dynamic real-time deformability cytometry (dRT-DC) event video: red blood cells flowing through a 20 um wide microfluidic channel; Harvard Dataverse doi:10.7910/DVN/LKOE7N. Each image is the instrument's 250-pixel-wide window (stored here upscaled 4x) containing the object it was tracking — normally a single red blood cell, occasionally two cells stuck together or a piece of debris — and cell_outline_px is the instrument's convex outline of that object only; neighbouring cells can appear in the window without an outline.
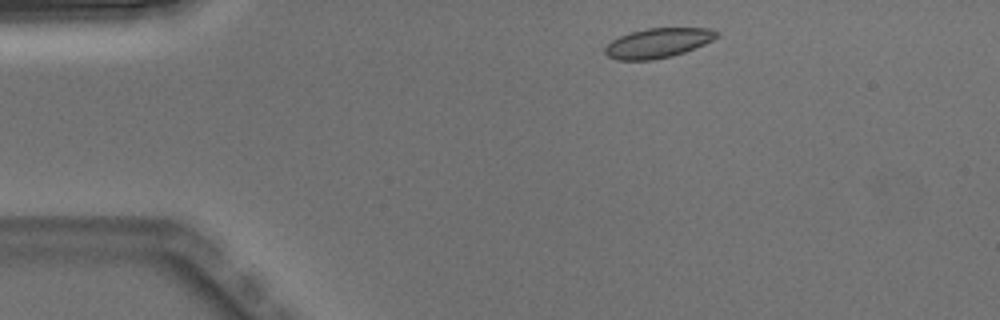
{"species": "Egyptian fruit bat (a non-hibernating species)", "species_latin": "Rousettus aegyptiacus", "temperature_condition": "warm", "stored_images_in_passage": 4, "camera_frame_rate_fps": 3000, "um_per_image_px": 0.085, "animal": {"sex": "male"}, "frame": {"image": 1, "passage_image": 1, "time_ms": 0.0, "image_size_px": [1000, 320], "cell_outline_px": [[720, 36], [704, 44], [684, 52], [672, 56], [652, 60], [616, 60], [608, 56], [604, 52], [604, 48], [612, 40], [628, 32], [648, 28], [708, 28], [716, 32]], "centroid_in_image_um": [55.89, 3.66], "position_along_channel_um": 29.1, "area_um2": 19.25}}
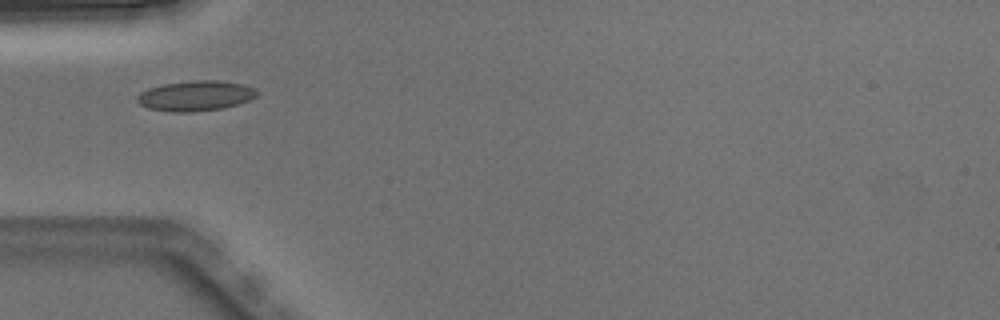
{"frame": {"image": 2, "passage_image": 3, "time_ms": 0.667, "image_size_px": [1000, 320], "cell_outline_px": [[260, 92], [256, 96], [248, 100], [224, 108], [192, 112], [172, 112], [148, 108], [140, 104], [136, 100], [136, 96], [140, 92], [148, 88], [164, 84], [196, 80], [216, 80], [240, 84], [256, 88]], "centroid_in_image_um": [16.61, 8.15], "position_along_channel_um": 68.4, "area_um2": 21.04}}